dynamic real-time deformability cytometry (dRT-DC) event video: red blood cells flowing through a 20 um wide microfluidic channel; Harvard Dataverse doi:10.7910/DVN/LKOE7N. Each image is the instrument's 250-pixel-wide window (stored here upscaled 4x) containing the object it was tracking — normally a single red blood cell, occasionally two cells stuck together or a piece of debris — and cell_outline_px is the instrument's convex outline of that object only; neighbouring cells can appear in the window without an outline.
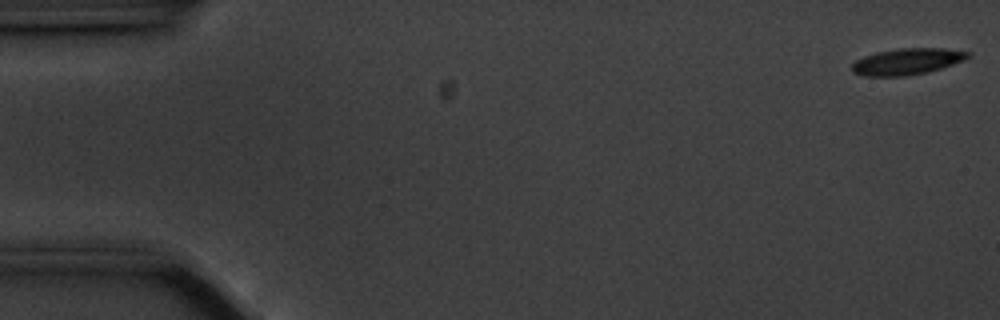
{"species": "common noctule bat (a hibernating species)", "species_latin": "Nyctalus noctula", "temperature_condition": "cold", "stored_images_in_passage": 17, "camera_frame_rate_fps": 3000, "um_per_image_px": 0.085, "animal": {"sex": "male", "body_mass_g": 20.1, "forearm_length_mm": 53.5}, "frame": {"image": 1, "passage_image": 1, "time_ms": 0.0, "image_size_px": [1000, 320], "cell_outline_px": [[968, 56], [952, 64], [940, 68], [924, 72], [904, 76], [864, 76], [852, 72], [852, 64], [856, 60], [864, 56], [876, 52], [900, 48], [944, 48], [968, 52]], "centroid_in_image_um": [77.01, 5.22], "position_along_channel_um": 8.0, "area_um2": 17.4}}
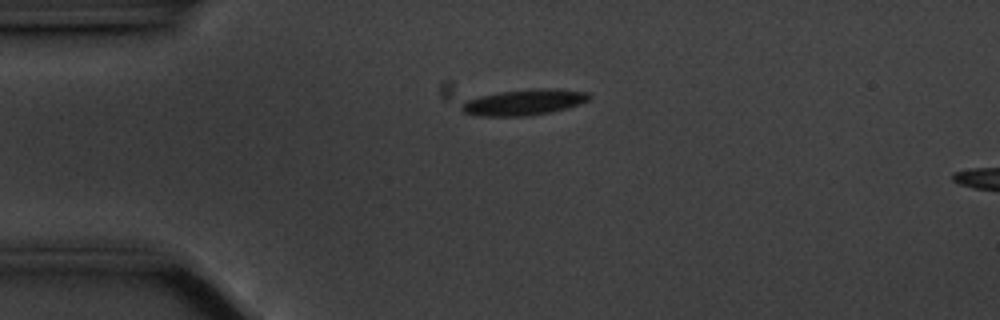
{"frame": {"image": 2, "passage_image": 13, "time_ms": 4.0, "image_size_px": [1000, 320], "cell_outline_px": [[592, 96], [588, 100], [568, 108], [528, 116], [476, 116], [460, 112], [460, 104], [464, 100], [480, 96], [500, 92], [532, 88], [556, 88], [588, 92]], "centroid_in_image_um": [44.49, 8.69], "position_along_channel_um": 40.5, "area_um2": 19.54}}